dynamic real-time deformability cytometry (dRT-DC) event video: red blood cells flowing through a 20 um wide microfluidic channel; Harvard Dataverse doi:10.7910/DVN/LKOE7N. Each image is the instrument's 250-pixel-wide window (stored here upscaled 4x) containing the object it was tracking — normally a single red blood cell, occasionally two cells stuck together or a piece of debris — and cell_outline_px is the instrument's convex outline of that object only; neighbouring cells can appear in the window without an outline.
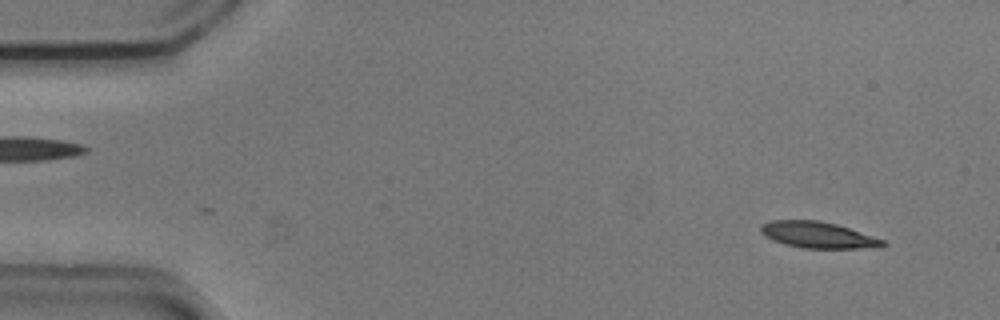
{"species": "common noctule bat (a hibernating species)", "species_latin": "Nyctalus noctula", "temperature_condition": "cold", "stored_images_in_passage": 54, "camera_frame_rate_fps": 3000, "um_per_image_px": 0.085, "animal": {"sex": "male", "body_mass_g": 20.5, "forearm_length_mm": 52.5}, "frame": {"image": 1, "passage_image": 3, "time_ms": 0.667, "image_size_px": [1000, 320], "cell_outline_px": [[888, 244], [880, 248], [804, 248], [784, 244], [772, 240], [764, 236], [760, 232], [760, 228], [764, 224], [772, 220], [820, 220], [836, 224], [884, 240]], "centroid_in_image_um": [69.53, 19.98], "position_along_channel_um": 15.5, "area_um2": 18.67}}
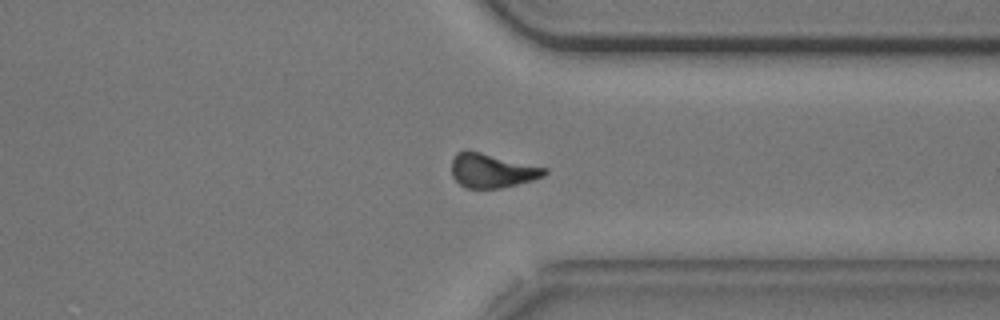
{"frame": {"image": 2, "passage_image": 40, "time_ms": 13.0, "image_size_px": [1000, 320], "cell_outline_px": [[548, 172], [544, 176], [532, 180], [500, 188], [464, 188], [452, 176], [452, 160], [456, 152], [464, 148], [468, 148], [548, 168]], "centroid_in_image_um": [41.8, 14.46], "position_along_channel_um": 369.6, "area_um2": 18.9}}
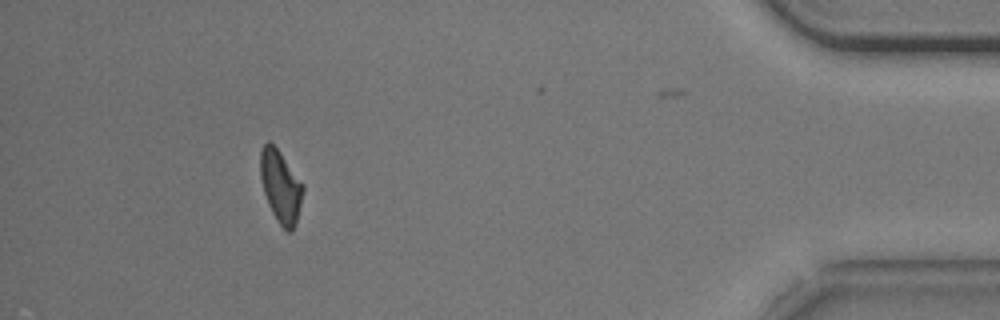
{"frame": {"image": 3, "passage_image": 48, "time_ms": 15.667, "image_size_px": [1000, 320], "cell_outline_px": [[304, 188], [296, 224], [292, 232], [288, 232], [280, 224], [272, 212], [268, 204], [264, 192], [260, 176], [260, 152], [264, 144], [268, 140], [280, 152], [304, 184]], "centroid_in_image_um": [23.86, 15.84], "position_along_channel_um": 411.3, "area_um2": 17.86}, "authors_computed_cell_mechanics": {"area_um2": 18.8717, "velocity_mm_per_s": 3.72, "shape_relaxation_time_tau1_ms": 3.0469, "shape_relaxation_time_tau2_ms": null, "deformation_change_tau1": 0.1253, "deformation_change_tau2": null}}